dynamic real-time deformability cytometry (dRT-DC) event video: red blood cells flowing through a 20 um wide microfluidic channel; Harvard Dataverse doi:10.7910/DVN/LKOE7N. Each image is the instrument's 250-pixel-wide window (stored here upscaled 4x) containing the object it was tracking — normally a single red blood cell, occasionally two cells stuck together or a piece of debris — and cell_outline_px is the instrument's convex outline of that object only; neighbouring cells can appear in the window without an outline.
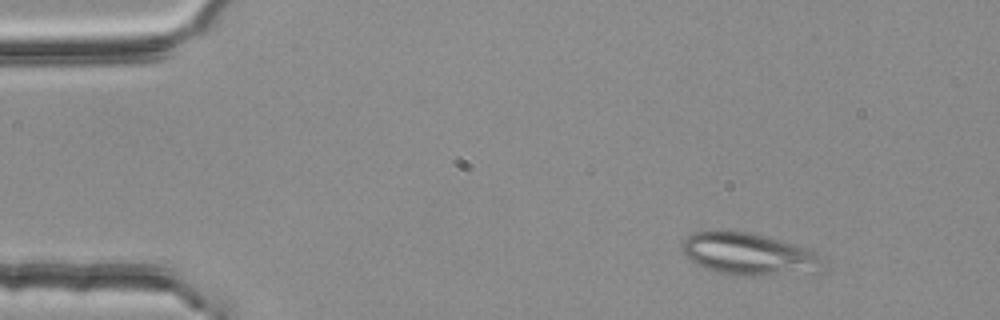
{"species": "common noctule bat (a hibernating species)", "species_latin": "Nyctalus noctula", "temperature_condition": "room temperature", "stored_images_in_passage": 46, "segment_of_instrument_passage": [1, 2], "camera_frame_rate_fps": 3000, "um_per_image_px": 0.085, "animal": {"sex": "female", "body_mass_g": 25.1}, "frame": {"image": 1, "passage_image": 1, "time_ms": 0.0, "image_size_px": [1000, 320], "cell_outline_px": [[824, 272], [752, 276], [736, 276], [716, 272], [704, 268], [696, 264], [684, 252], [684, 240], [692, 232], [748, 232], [792, 244], [816, 252], [824, 256]], "centroid_in_image_um": [63.75, 21.65], "position_along_channel_um": 21.3, "area_um2": 34.33}}